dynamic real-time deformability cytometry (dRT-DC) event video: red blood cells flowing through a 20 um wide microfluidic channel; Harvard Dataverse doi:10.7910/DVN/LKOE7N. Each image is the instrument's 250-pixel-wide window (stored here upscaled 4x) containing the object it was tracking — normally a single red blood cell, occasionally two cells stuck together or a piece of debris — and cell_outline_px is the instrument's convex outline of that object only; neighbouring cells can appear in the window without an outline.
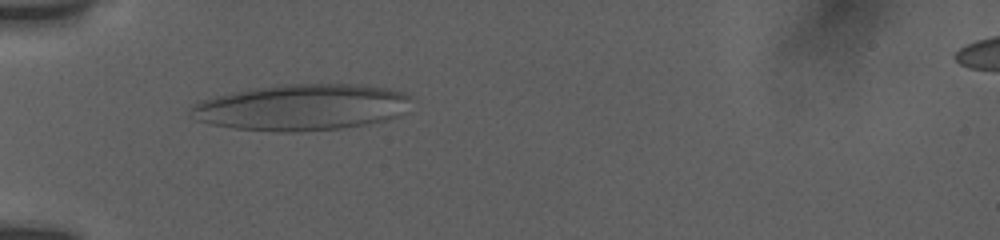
{"species": "human", "species_latin": "Homo sapiens", "temperature_condition": "room temperature", "stored_images_in_passage": 4, "camera_frame_rate_fps": 3000, "um_per_image_px": 0.085, "donor": {"sex": "female"}, "frame": {"image": 1, "passage_image": 3, "time_ms": 0.667, "image_size_px": [1000, 240], "cell_outline_px": [[412, 100], [396, 116], [384, 120], [368, 124], [340, 128], [296, 132], [280, 132], [236, 128], [212, 124], [196, 120], [188, 116], [188, 108], [204, 100], [216, 96], [232, 92], [252, 88], [280, 84], [364, 84], [388, 88], [404, 92]], "centroid_in_image_um": [25.61, 9.11], "position_along_channel_um": 59.4, "area_um2": 59.36}}